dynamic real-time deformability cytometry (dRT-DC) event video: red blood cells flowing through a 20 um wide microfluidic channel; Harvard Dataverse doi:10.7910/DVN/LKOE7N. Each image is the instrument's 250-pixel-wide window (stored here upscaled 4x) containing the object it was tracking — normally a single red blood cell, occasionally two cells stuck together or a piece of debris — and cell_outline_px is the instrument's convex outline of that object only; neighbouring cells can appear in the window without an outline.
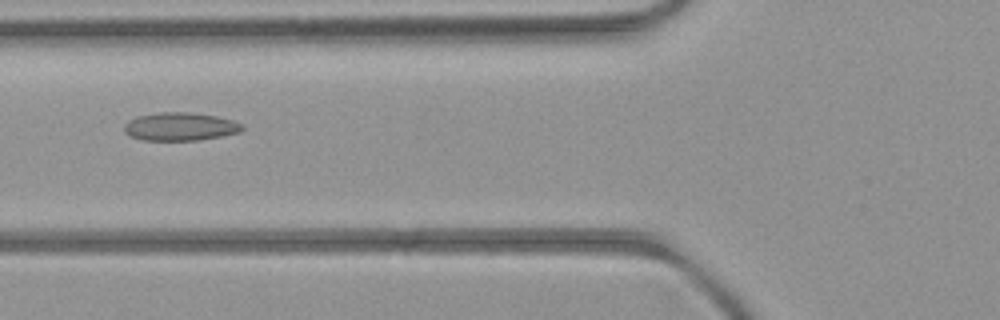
{"species": "common noctule bat (a hibernating species)", "species_latin": "Nyctalus noctula", "temperature_condition": "room temperature", "stored_images_in_passage": 7, "camera_frame_rate_fps": 3000, "um_per_image_px": 0.085, "animal": {"sex": "female", "body_mass_g": 21.9}, "frame": {"image": 1, "passage_image": 6, "time_ms": 5.667, "image_size_px": [1000, 320], "cell_outline_px": [[244, 128], [240, 132], [220, 136], [196, 140], [144, 140], [132, 136], [124, 132], [124, 124], [128, 120], [136, 116], [160, 112], [188, 112], [216, 116], [232, 120], [244, 124]], "centroid_in_image_um": [15.31, 10.75], "position_along_channel_um": 110.5, "area_um2": 19.31}}
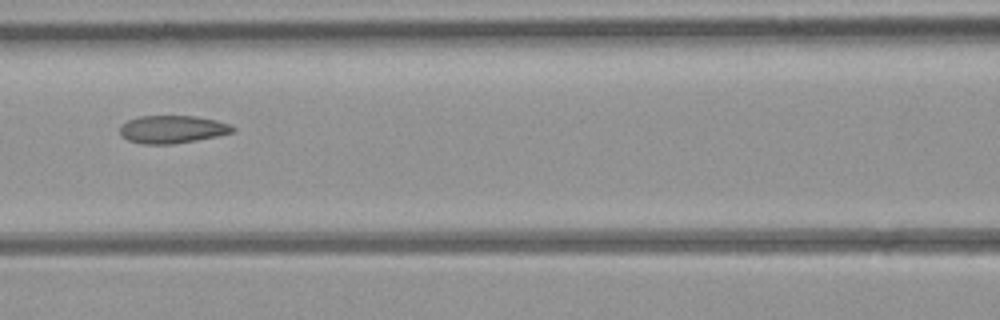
{"frame": {"image": 2, "passage_image": 7, "time_ms": 6.667, "image_size_px": [1000, 320], "cell_outline_px": [[236, 128], [232, 132], [216, 136], [196, 140], [172, 144], [140, 144], [128, 140], [120, 136], [120, 128], [128, 120], [140, 116], [196, 116], [216, 120], [228, 124]], "centroid_in_image_um": [14.62, 10.99], "position_along_channel_um": 152.0, "area_um2": 18.15}}